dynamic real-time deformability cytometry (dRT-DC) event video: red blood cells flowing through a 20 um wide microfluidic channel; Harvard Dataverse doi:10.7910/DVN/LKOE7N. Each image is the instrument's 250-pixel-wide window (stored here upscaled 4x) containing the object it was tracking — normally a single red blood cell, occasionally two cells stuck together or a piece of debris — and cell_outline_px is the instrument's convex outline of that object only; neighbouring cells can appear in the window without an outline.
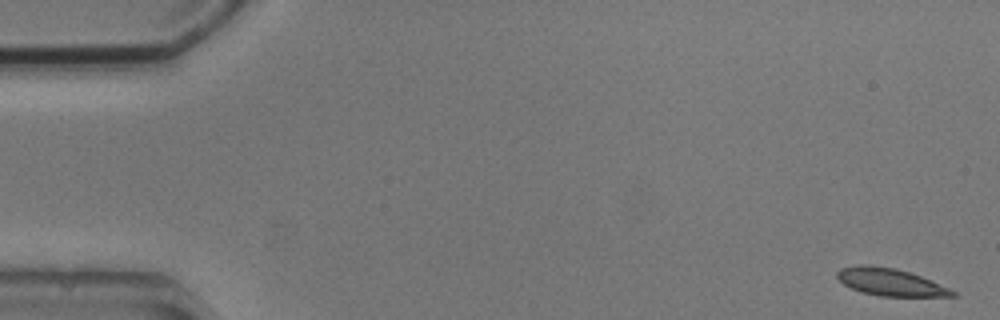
{"species": "common noctule bat (a hibernating species)", "species_latin": "Nyctalus noctula", "temperature_condition": "cold", "stored_images_in_passage": 5, "camera_frame_rate_fps": 3000, "um_per_image_px": 0.085, "animal": {"sex": "male", "body_mass_g": 20.5, "forearm_length_mm": 52.5}, "frame": {"image": 1, "passage_image": 1, "time_ms": 0.0, "image_size_px": [1000, 320], "cell_outline_px": [[956, 296], [880, 296], [860, 292], [844, 284], [836, 276], [836, 272], [840, 268], [860, 264], [868, 264], [896, 268], [920, 276], [948, 288], [956, 292]], "centroid_in_image_um": [75.61, 23.96], "position_along_channel_um": 9.4, "area_um2": 18.21}}
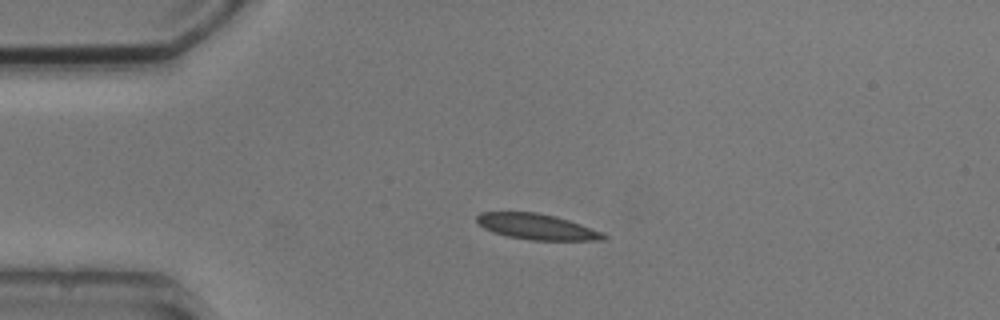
{"frame": {"image": 2, "passage_image": 4, "time_ms": 3.667, "image_size_px": [1000, 320], "cell_outline_px": [[608, 236], [604, 240], [532, 240], [508, 236], [492, 232], [476, 224], [476, 216], [480, 212], [536, 212], [556, 216], [604, 232]], "centroid_in_image_um": [45.61, 19.27], "position_along_channel_um": 39.4, "area_um2": 19.07}}